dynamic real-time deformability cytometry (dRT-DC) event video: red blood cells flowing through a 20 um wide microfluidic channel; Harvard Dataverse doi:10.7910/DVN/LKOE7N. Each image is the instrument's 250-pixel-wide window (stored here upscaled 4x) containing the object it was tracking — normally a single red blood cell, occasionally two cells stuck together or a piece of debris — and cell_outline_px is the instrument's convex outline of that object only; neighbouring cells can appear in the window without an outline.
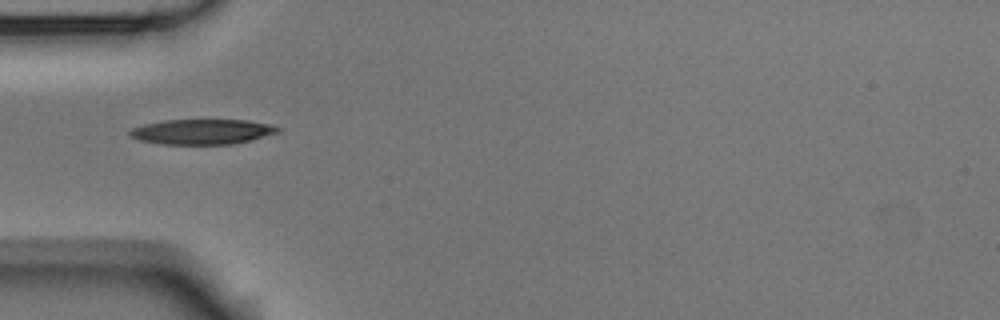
{"species": "Egyptian fruit bat (a non-hibernating species)", "species_latin": "Rousettus aegyptiacus", "temperature_condition": "room temperature", "stored_images_in_passage": 1, "camera_frame_rate_fps": 3000, "um_per_image_px": 0.085, "animal": {"sex": "male"}, "frame": {"image": 1, "passage_image": 1, "time_ms": 0.0, "image_size_px": [1000, 320], "cell_outline_px": [[280, 132], [232, 144], [160, 144], [140, 140], [128, 136], [128, 132], [132, 128], [144, 124], [164, 120], [248, 120], [272, 124], [280, 128]], "centroid_in_image_um": [17.16, 11.19], "position_along_channel_um": 67.8, "area_um2": 21.68}}